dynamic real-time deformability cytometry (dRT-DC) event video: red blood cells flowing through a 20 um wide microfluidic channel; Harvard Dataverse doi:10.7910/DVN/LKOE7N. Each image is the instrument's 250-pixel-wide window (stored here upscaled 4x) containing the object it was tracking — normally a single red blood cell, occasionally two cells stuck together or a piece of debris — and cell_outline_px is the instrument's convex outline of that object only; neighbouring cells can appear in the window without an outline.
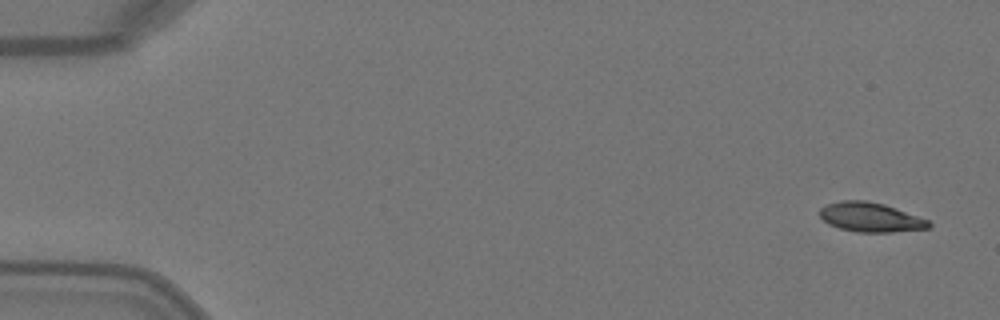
{"species": "Egyptian fruit bat (a non-hibernating species)", "species_latin": "Rousettus aegyptiacus", "temperature_condition": "warm", "stored_images_in_passage": 5, "camera_frame_rate_fps": 3000, "um_per_image_px": 0.085, "animal": {"sex": "female"}, "frame": {"image": 1, "passage_image": 1, "time_ms": 0.0, "image_size_px": [1000, 320], "cell_outline_px": [[932, 224], [928, 228], [892, 232], [856, 232], [840, 228], [828, 224], [820, 216], [820, 208], [828, 204], [840, 200], [868, 200], [884, 204], [896, 208], [928, 220]], "centroid_in_image_um": [73.98, 18.46], "position_along_channel_um": 11.0, "area_um2": 18.61}}
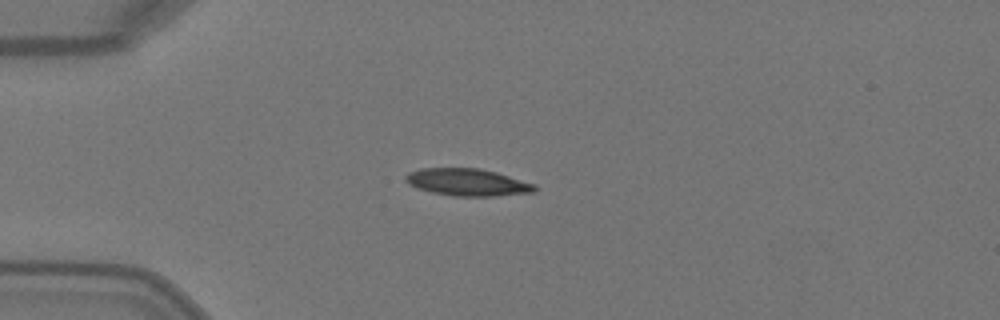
{"frame": {"image": 2, "passage_image": 4, "time_ms": 1.0, "image_size_px": [1000, 320], "cell_outline_px": [[536, 192], [496, 196], [452, 196], [432, 192], [416, 188], [408, 184], [404, 180], [404, 176], [408, 172], [420, 168], [480, 168], [496, 172], [536, 184]], "centroid_in_image_um": [39.71, 15.49], "position_along_channel_um": 45.3, "area_um2": 20.69}}
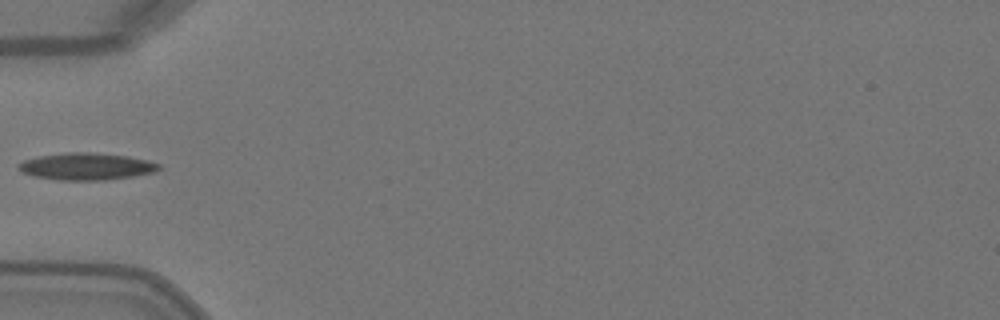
{"frame": {"image": 3, "passage_image": 5, "time_ms": 1.333, "image_size_px": [1000, 320], "cell_outline_px": [[160, 168], [152, 172], [132, 176], [104, 180], [60, 180], [32, 176], [20, 172], [16, 168], [16, 164], [24, 160], [36, 156], [68, 152], [92, 152], [128, 156], [148, 160], [160, 164]], "centroid_in_image_um": [7.26, 14.14], "position_along_channel_um": 77.7, "area_um2": 22.25}}